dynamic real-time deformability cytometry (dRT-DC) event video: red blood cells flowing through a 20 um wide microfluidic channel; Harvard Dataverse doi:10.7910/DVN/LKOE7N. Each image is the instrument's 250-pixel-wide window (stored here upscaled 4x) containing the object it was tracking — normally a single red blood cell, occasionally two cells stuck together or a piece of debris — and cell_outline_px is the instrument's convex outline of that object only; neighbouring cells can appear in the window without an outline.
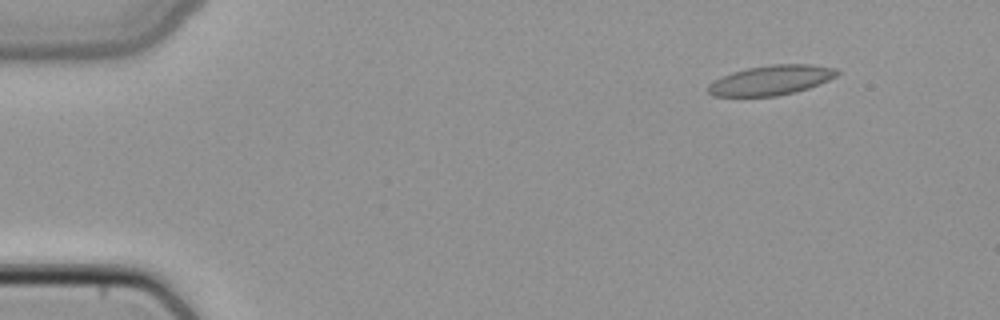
{"species": "common noctule bat (a hibernating species)", "species_latin": "Nyctalus noctula", "temperature_condition": "cold", "stored_images_in_passage": 5, "camera_frame_rate_fps": 3000, "um_per_image_px": 0.085, "animal": {"sex": "female", "body_mass_g": 22.7, "forearm_length_mm": 54.2}, "frame": {"image": 1, "passage_image": 1, "time_ms": 0.0, "image_size_px": [1000, 320], "cell_outline_px": [[840, 72], [836, 76], [820, 84], [796, 92], [776, 96], [712, 96], [708, 92], [708, 84], [712, 80], [732, 72], [748, 68], [772, 64], [812, 64], [836, 68]], "centroid_in_image_um": [65.54, 6.81], "position_along_channel_um": 19.5, "area_um2": 22.48}}
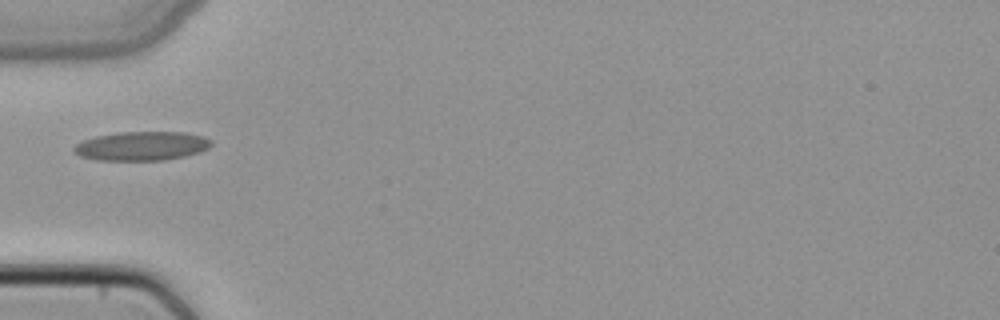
{"frame": {"image": 2, "passage_image": 4, "time_ms": 1.0, "image_size_px": [1000, 320], "cell_outline_px": [[212, 144], [208, 148], [200, 152], [184, 156], [164, 160], [96, 160], [80, 156], [72, 148], [76, 144], [84, 140], [96, 136], [120, 132], [184, 132], [204, 136], [212, 140]], "centroid_in_image_um": [12.07, 12.41], "position_along_channel_um": 72.9, "area_um2": 23.18}}
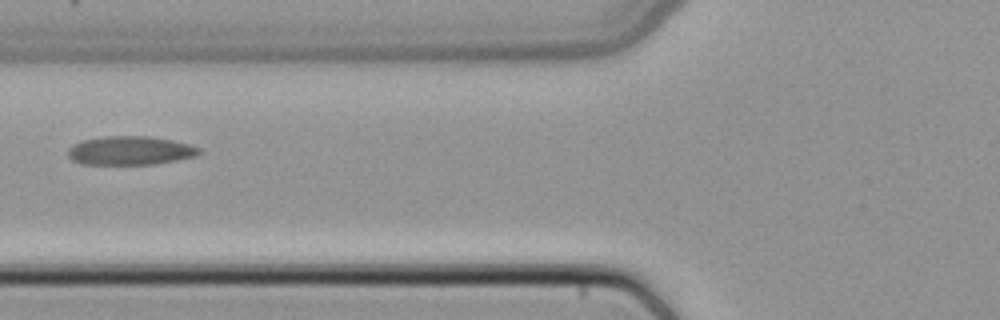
{"frame": {"image": 3, "passage_image": 5, "time_ms": 1.333, "image_size_px": [1000, 320], "cell_outline_px": [[204, 152], [196, 156], [156, 164], [80, 164], [72, 160], [68, 156], [68, 148], [72, 144], [84, 140], [104, 136], [148, 136], [172, 140], [188, 144], [200, 148]], "centroid_in_image_um": [11.07, 12.8], "position_along_channel_um": 114.7, "area_um2": 22.08}}